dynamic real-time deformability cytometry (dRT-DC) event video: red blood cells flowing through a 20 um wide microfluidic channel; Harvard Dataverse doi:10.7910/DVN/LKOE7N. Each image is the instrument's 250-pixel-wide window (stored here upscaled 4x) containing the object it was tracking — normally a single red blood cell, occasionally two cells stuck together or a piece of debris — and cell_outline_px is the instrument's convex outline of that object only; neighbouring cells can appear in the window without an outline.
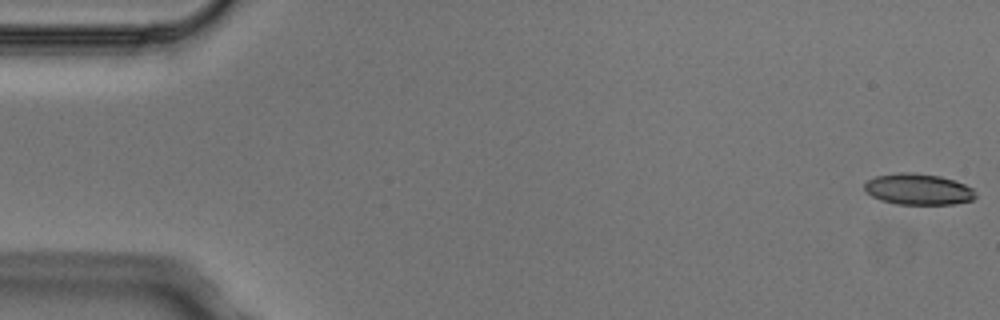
{"species": "Egyptian fruit bat (a non-hibernating species)", "species_latin": "Rousettus aegyptiacus", "temperature_condition": "cold", "stored_images_in_passage": 5, "camera_frame_rate_fps": 3000, "um_per_image_px": 0.085, "animal": {"sex": "male"}, "frame": {"image": 1, "passage_image": 1, "time_ms": 0.0, "image_size_px": [1000, 320], "cell_outline_px": [[976, 196], [972, 200], [952, 204], [896, 204], [880, 200], [872, 196], [864, 188], [864, 184], [868, 180], [876, 176], [900, 172], [912, 172], [940, 176], [964, 184], [972, 188], [976, 192]], "centroid_in_image_um": [78.05, 16.08], "position_along_channel_um": 7.0, "area_um2": 20.06}}
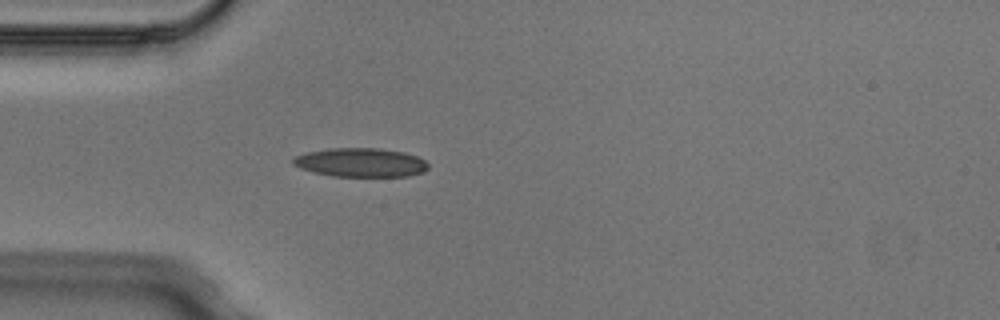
{"frame": {"image": 2, "passage_image": 5, "time_ms": 1.333, "image_size_px": [1000, 320], "cell_outline_px": [[428, 168], [424, 172], [408, 176], [332, 176], [312, 172], [300, 168], [292, 164], [292, 160], [296, 156], [304, 152], [328, 148], [380, 148], [404, 152], [416, 156], [424, 160], [428, 164]], "centroid_in_image_um": [30.63, 13.81], "position_along_channel_um": 54.4, "area_um2": 22.89}}